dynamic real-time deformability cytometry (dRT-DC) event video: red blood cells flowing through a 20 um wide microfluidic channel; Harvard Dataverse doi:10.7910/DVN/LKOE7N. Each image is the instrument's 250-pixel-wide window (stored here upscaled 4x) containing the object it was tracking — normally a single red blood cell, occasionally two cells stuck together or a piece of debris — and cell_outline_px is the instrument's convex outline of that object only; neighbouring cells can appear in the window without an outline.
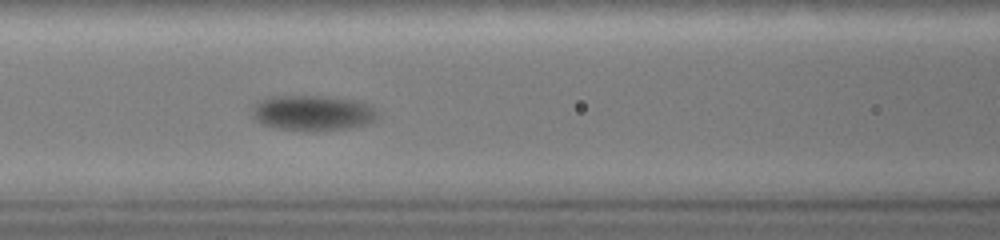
{"species": "common noctule bat (a hibernating species)", "species_latin": "Nyctalus noctula", "temperature_condition": "warm", "stored_images_in_passage": 36, "camera_frame_rate_fps": 3000, "um_per_image_px": 0.085, "animal": {"sex": "female", "body_mass_g": 19.0, "forearm_length_mm": 51.5}, "frame": {"image": 1, "passage_image": 12, "time_ms": 3.667, "image_size_px": [1000, 240], "cell_outline_px": [[372, 120], [364, 124], [344, 128], [316, 132], [280, 128], [264, 124], [256, 120], [252, 116], [252, 112], [264, 100], [272, 96], [324, 96], [352, 100], [364, 104], [368, 108], [372, 116]], "centroid_in_image_um": [26.48, 9.61], "position_along_channel_um": 140.1, "area_um2": 24.51}}
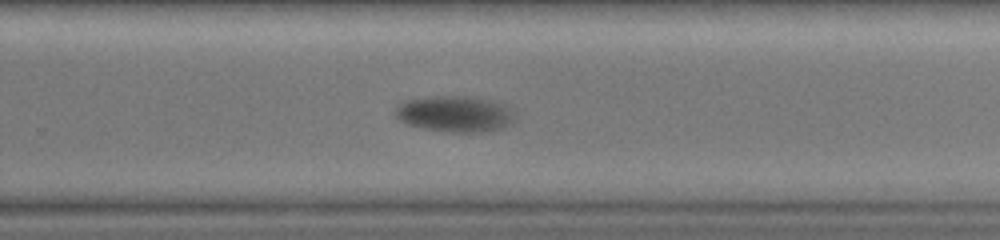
{"frame": {"image": 2, "passage_image": 24, "time_ms": 7.667, "image_size_px": [1000, 240], "cell_outline_px": [[512, 120], [500, 128], [484, 132], [452, 132], [424, 128], [404, 124], [396, 116], [396, 108], [404, 100], [436, 96], [468, 96], [504, 100], [512, 108]], "centroid_in_image_um": [38.7, 9.65], "position_along_channel_um": 291.1, "area_um2": 25.37}}
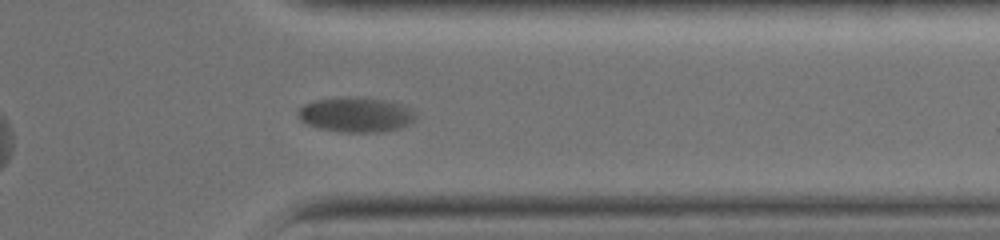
{"frame": {"image": 3, "passage_image": 31, "time_ms": 10.0, "image_size_px": [1000, 240], "cell_outline_px": [[416, 116], [408, 124], [400, 128], [380, 132], [344, 132], [320, 128], [308, 124], [300, 120], [296, 116], [300, 108], [304, 104], [316, 100], [352, 96], [356, 96], [384, 100], [400, 104], [412, 108]], "centroid_in_image_um": [30.25, 9.74], "position_along_channel_um": 381.2, "area_um2": 23.81}}